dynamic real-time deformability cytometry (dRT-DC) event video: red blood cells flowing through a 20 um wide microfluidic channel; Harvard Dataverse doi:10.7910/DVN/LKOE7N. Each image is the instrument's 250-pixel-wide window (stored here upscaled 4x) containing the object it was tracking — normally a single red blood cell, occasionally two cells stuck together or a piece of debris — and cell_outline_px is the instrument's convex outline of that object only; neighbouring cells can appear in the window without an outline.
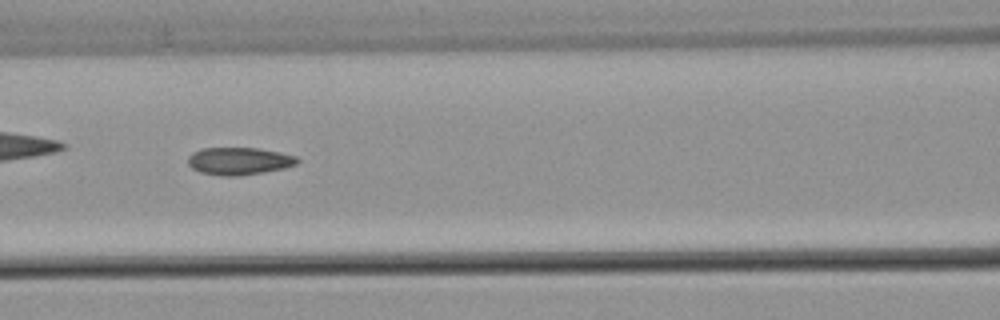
{"species": "common noctule bat (a hibernating species)", "species_latin": "Nyctalus noctula", "temperature_condition": "warm", "stored_images_in_passage": 33, "camera_frame_rate_fps": 3000, "um_per_image_px": 0.085, "animal": {"sex": "male", "body_mass_g": 21.5, "forearm_length_mm": 52.0}, "frame": {"image": 1, "passage_image": 10, "time_ms": 3.0, "image_size_px": [1000, 320], "cell_outline_px": [[300, 160], [296, 164], [284, 168], [264, 172], [236, 176], [220, 176], [200, 172], [192, 168], [188, 164], [188, 156], [192, 152], [200, 148], [256, 148], [296, 156]], "centroid_in_image_um": [20.28, 13.69], "position_along_channel_um": 146.3, "area_um2": 17.46}}